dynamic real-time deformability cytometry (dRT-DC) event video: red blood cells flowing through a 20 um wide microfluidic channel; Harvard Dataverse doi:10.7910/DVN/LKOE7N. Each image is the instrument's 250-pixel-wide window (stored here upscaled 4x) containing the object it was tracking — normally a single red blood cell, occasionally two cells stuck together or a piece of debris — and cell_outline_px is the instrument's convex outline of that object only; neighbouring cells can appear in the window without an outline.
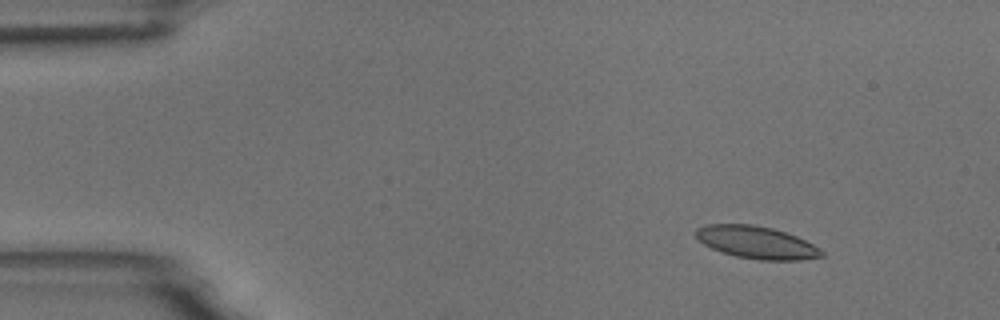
{"species": "common noctule bat (a hibernating species)", "species_latin": "Nyctalus noctula", "temperature_condition": "room temperature", "stored_images_in_passage": 6, "segment_of_instrument_passage": [1, 2], "camera_frame_rate_fps": 3000, "um_per_image_px": 0.085, "animal": {"sex": "male", "body_mass_g": 18.8}, "frame": {"image": 1, "passage_image": 2, "time_ms": 1.333, "image_size_px": [1000, 320], "cell_outline_px": [[824, 256], [800, 260], [760, 260], [736, 256], [720, 252], [704, 244], [696, 236], [696, 228], [708, 224], [752, 224], [772, 228], [796, 236], [820, 248], [824, 252]], "centroid_in_image_um": [64.31, 20.61], "position_along_channel_um": 20.7, "area_um2": 23.64}}
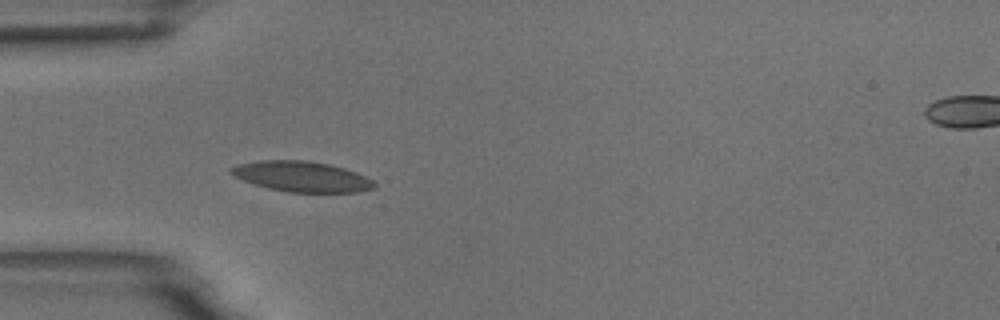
{"frame": {"image": 2, "passage_image": 5, "time_ms": 4.667, "image_size_px": [1000, 320], "cell_outline_px": [[376, 188], [356, 192], [288, 192], [268, 188], [244, 180], [228, 172], [228, 168], [236, 164], [260, 160], [308, 160], [328, 164], [344, 168], [356, 172], [372, 180], [376, 184]], "centroid_in_image_um": [25.63, 15.0], "position_along_channel_um": 59.4, "area_um2": 25.37}}